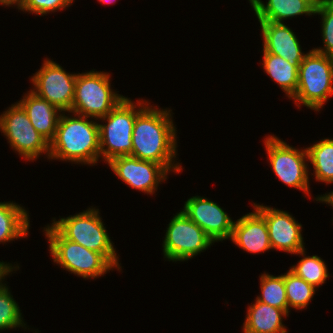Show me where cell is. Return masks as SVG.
<instances>
[{"instance_id": "obj_29", "label": "cell", "mask_w": 333, "mask_h": 333, "mask_svg": "<svg viewBox=\"0 0 333 333\" xmlns=\"http://www.w3.org/2000/svg\"><path fill=\"white\" fill-rule=\"evenodd\" d=\"M17 268H19L18 265H16L15 267H12V264L9 263H5V262H1L0 261V278L1 277H5L7 276L9 273H11L14 269L17 270Z\"/></svg>"}, {"instance_id": "obj_17", "label": "cell", "mask_w": 333, "mask_h": 333, "mask_svg": "<svg viewBox=\"0 0 333 333\" xmlns=\"http://www.w3.org/2000/svg\"><path fill=\"white\" fill-rule=\"evenodd\" d=\"M18 103L26 111L36 131L50 143L54 139L62 111L31 90Z\"/></svg>"}, {"instance_id": "obj_12", "label": "cell", "mask_w": 333, "mask_h": 333, "mask_svg": "<svg viewBox=\"0 0 333 333\" xmlns=\"http://www.w3.org/2000/svg\"><path fill=\"white\" fill-rule=\"evenodd\" d=\"M254 208L264 217L271 248L290 254L305 256V247L301 234L302 225L287 211L254 203Z\"/></svg>"}, {"instance_id": "obj_10", "label": "cell", "mask_w": 333, "mask_h": 333, "mask_svg": "<svg viewBox=\"0 0 333 333\" xmlns=\"http://www.w3.org/2000/svg\"><path fill=\"white\" fill-rule=\"evenodd\" d=\"M268 159L273 172L287 186L310 194L307 149L298 150L276 136H268L264 140Z\"/></svg>"}, {"instance_id": "obj_21", "label": "cell", "mask_w": 333, "mask_h": 333, "mask_svg": "<svg viewBox=\"0 0 333 333\" xmlns=\"http://www.w3.org/2000/svg\"><path fill=\"white\" fill-rule=\"evenodd\" d=\"M264 71L276 81L288 98H292L298 86V70L300 65H291L284 58L263 51Z\"/></svg>"}, {"instance_id": "obj_23", "label": "cell", "mask_w": 333, "mask_h": 333, "mask_svg": "<svg viewBox=\"0 0 333 333\" xmlns=\"http://www.w3.org/2000/svg\"><path fill=\"white\" fill-rule=\"evenodd\" d=\"M260 296L256 297L257 301L269 304L272 307L282 309L289 315V306L286 297L284 275H269L264 273L260 277Z\"/></svg>"}, {"instance_id": "obj_31", "label": "cell", "mask_w": 333, "mask_h": 333, "mask_svg": "<svg viewBox=\"0 0 333 333\" xmlns=\"http://www.w3.org/2000/svg\"><path fill=\"white\" fill-rule=\"evenodd\" d=\"M25 0H0L1 5L11 6V5H17L18 9H22L24 6Z\"/></svg>"}, {"instance_id": "obj_32", "label": "cell", "mask_w": 333, "mask_h": 333, "mask_svg": "<svg viewBox=\"0 0 333 333\" xmlns=\"http://www.w3.org/2000/svg\"><path fill=\"white\" fill-rule=\"evenodd\" d=\"M99 2H102V3H106V4H111V3H114L116 2V0H98Z\"/></svg>"}, {"instance_id": "obj_5", "label": "cell", "mask_w": 333, "mask_h": 333, "mask_svg": "<svg viewBox=\"0 0 333 333\" xmlns=\"http://www.w3.org/2000/svg\"><path fill=\"white\" fill-rule=\"evenodd\" d=\"M99 210L89 208L73 216L52 222V226L67 240L101 253L115 268L120 270L119 257L114 248Z\"/></svg>"}, {"instance_id": "obj_28", "label": "cell", "mask_w": 333, "mask_h": 333, "mask_svg": "<svg viewBox=\"0 0 333 333\" xmlns=\"http://www.w3.org/2000/svg\"><path fill=\"white\" fill-rule=\"evenodd\" d=\"M72 2L73 0H25L21 10L41 16L50 12H56V10H64V8L70 6Z\"/></svg>"}, {"instance_id": "obj_20", "label": "cell", "mask_w": 333, "mask_h": 333, "mask_svg": "<svg viewBox=\"0 0 333 333\" xmlns=\"http://www.w3.org/2000/svg\"><path fill=\"white\" fill-rule=\"evenodd\" d=\"M24 207L12 202H0V243L28 235L30 221Z\"/></svg>"}, {"instance_id": "obj_6", "label": "cell", "mask_w": 333, "mask_h": 333, "mask_svg": "<svg viewBox=\"0 0 333 333\" xmlns=\"http://www.w3.org/2000/svg\"><path fill=\"white\" fill-rule=\"evenodd\" d=\"M53 261L68 272L83 278H97L114 266L98 252L65 239L52 225L44 228Z\"/></svg>"}, {"instance_id": "obj_3", "label": "cell", "mask_w": 333, "mask_h": 333, "mask_svg": "<svg viewBox=\"0 0 333 333\" xmlns=\"http://www.w3.org/2000/svg\"><path fill=\"white\" fill-rule=\"evenodd\" d=\"M137 105L129 98H124L105 117L107 121L99 125L100 155L108 163L120 156H131L132 133L136 116L148 105V101L138 100ZM138 109H137V107Z\"/></svg>"}, {"instance_id": "obj_1", "label": "cell", "mask_w": 333, "mask_h": 333, "mask_svg": "<svg viewBox=\"0 0 333 333\" xmlns=\"http://www.w3.org/2000/svg\"><path fill=\"white\" fill-rule=\"evenodd\" d=\"M149 105L136 116L131 156L161 164L168 171L180 173V163L174 164L178 137L170 113L172 110H161Z\"/></svg>"}, {"instance_id": "obj_24", "label": "cell", "mask_w": 333, "mask_h": 333, "mask_svg": "<svg viewBox=\"0 0 333 333\" xmlns=\"http://www.w3.org/2000/svg\"><path fill=\"white\" fill-rule=\"evenodd\" d=\"M284 283L289 308H306L315 294L316 287L290 270L284 274Z\"/></svg>"}, {"instance_id": "obj_16", "label": "cell", "mask_w": 333, "mask_h": 333, "mask_svg": "<svg viewBox=\"0 0 333 333\" xmlns=\"http://www.w3.org/2000/svg\"><path fill=\"white\" fill-rule=\"evenodd\" d=\"M254 210L234 222L230 239L244 251L256 254L272 248L265 219Z\"/></svg>"}, {"instance_id": "obj_9", "label": "cell", "mask_w": 333, "mask_h": 333, "mask_svg": "<svg viewBox=\"0 0 333 333\" xmlns=\"http://www.w3.org/2000/svg\"><path fill=\"white\" fill-rule=\"evenodd\" d=\"M0 131L24 159L33 161L43 153L49 159V142L36 131L19 103L12 104L0 115Z\"/></svg>"}, {"instance_id": "obj_22", "label": "cell", "mask_w": 333, "mask_h": 333, "mask_svg": "<svg viewBox=\"0 0 333 333\" xmlns=\"http://www.w3.org/2000/svg\"><path fill=\"white\" fill-rule=\"evenodd\" d=\"M306 149L316 181L333 184V139L324 138Z\"/></svg>"}, {"instance_id": "obj_7", "label": "cell", "mask_w": 333, "mask_h": 333, "mask_svg": "<svg viewBox=\"0 0 333 333\" xmlns=\"http://www.w3.org/2000/svg\"><path fill=\"white\" fill-rule=\"evenodd\" d=\"M124 98L111 89L110 75L91 70L77 74L70 113L96 118L105 117Z\"/></svg>"}, {"instance_id": "obj_15", "label": "cell", "mask_w": 333, "mask_h": 333, "mask_svg": "<svg viewBox=\"0 0 333 333\" xmlns=\"http://www.w3.org/2000/svg\"><path fill=\"white\" fill-rule=\"evenodd\" d=\"M263 36V51L280 56L291 65H300L306 54L294 32L284 23L259 21Z\"/></svg>"}, {"instance_id": "obj_14", "label": "cell", "mask_w": 333, "mask_h": 333, "mask_svg": "<svg viewBox=\"0 0 333 333\" xmlns=\"http://www.w3.org/2000/svg\"><path fill=\"white\" fill-rule=\"evenodd\" d=\"M182 212L214 241L231 238L234 222L215 202L201 196L190 197Z\"/></svg>"}, {"instance_id": "obj_27", "label": "cell", "mask_w": 333, "mask_h": 333, "mask_svg": "<svg viewBox=\"0 0 333 333\" xmlns=\"http://www.w3.org/2000/svg\"><path fill=\"white\" fill-rule=\"evenodd\" d=\"M322 17V37L324 48L315 51L333 57V0H318L315 13Z\"/></svg>"}, {"instance_id": "obj_11", "label": "cell", "mask_w": 333, "mask_h": 333, "mask_svg": "<svg viewBox=\"0 0 333 333\" xmlns=\"http://www.w3.org/2000/svg\"><path fill=\"white\" fill-rule=\"evenodd\" d=\"M31 81L37 96L47 100L59 110L70 112L74 99L75 82L77 74H69L56 62L48 58Z\"/></svg>"}, {"instance_id": "obj_8", "label": "cell", "mask_w": 333, "mask_h": 333, "mask_svg": "<svg viewBox=\"0 0 333 333\" xmlns=\"http://www.w3.org/2000/svg\"><path fill=\"white\" fill-rule=\"evenodd\" d=\"M214 241L182 211L170 220L163 241L164 258L185 261L208 249Z\"/></svg>"}, {"instance_id": "obj_25", "label": "cell", "mask_w": 333, "mask_h": 333, "mask_svg": "<svg viewBox=\"0 0 333 333\" xmlns=\"http://www.w3.org/2000/svg\"><path fill=\"white\" fill-rule=\"evenodd\" d=\"M290 271L304 279L307 283L319 288L329 277L327 265L317 255L305 256Z\"/></svg>"}, {"instance_id": "obj_30", "label": "cell", "mask_w": 333, "mask_h": 333, "mask_svg": "<svg viewBox=\"0 0 333 333\" xmlns=\"http://www.w3.org/2000/svg\"><path fill=\"white\" fill-rule=\"evenodd\" d=\"M316 201H319V202H324L328 205H331L333 207V191L330 192V193H327V194H323V196H318L315 198Z\"/></svg>"}, {"instance_id": "obj_26", "label": "cell", "mask_w": 333, "mask_h": 333, "mask_svg": "<svg viewBox=\"0 0 333 333\" xmlns=\"http://www.w3.org/2000/svg\"><path fill=\"white\" fill-rule=\"evenodd\" d=\"M0 278V330L25 327L20 307L11 295L8 286ZM4 284V285H3Z\"/></svg>"}, {"instance_id": "obj_13", "label": "cell", "mask_w": 333, "mask_h": 333, "mask_svg": "<svg viewBox=\"0 0 333 333\" xmlns=\"http://www.w3.org/2000/svg\"><path fill=\"white\" fill-rule=\"evenodd\" d=\"M107 164L123 182L147 194H154L158 184L167 179L169 172L161 164L132 156L116 157Z\"/></svg>"}, {"instance_id": "obj_2", "label": "cell", "mask_w": 333, "mask_h": 333, "mask_svg": "<svg viewBox=\"0 0 333 333\" xmlns=\"http://www.w3.org/2000/svg\"><path fill=\"white\" fill-rule=\"evenodd\" d=\"M62 113L54 139L49 143V159L95 165L101 158L99 123L89 121L86 116L69 117Z\"/></svg>"}, {"instance_id": "obj_19", "label": "cell", "mask_w": 333, "mask_h": 333, "mask_svg": "<svg viewBox=\"0 0 333 333\" xmlns=\"http://www.w3.org/2000/svg\"><path fill=\"white\" fill-rule=\"evenodd\" d=\"M256 302L248 307L245 322L243 323L244 333H287L282 323V318L288 314L269 304Z\"/></svg>"}, {"instance_id": "obj_4", "label": "cell", "mask_w": 333, "mask_h": 333, "mask_svg": "<svg viewBox=\"0 0 333 333\" xmlns=\"http://www.w3.org/2000/svg\"><path fill=\"white\" fill-rule=\"evenodd\" d=\"M333 95V57L315 51L306 53L298 70V86L293 99L296 106L302 104L320 111Z\"/></svg>"}, {"instance_id": "obj_18", "label": "cell", "mask_w": 333, "mask_h": 333, "mask_svg": "<svg viewBox=\"0 0 333 333\" xmlns=\"http://www.w3.org/2000/svg\"><path fill=\"white\" fill-rule=\"evenodd\" d=\"M258 21L283 23V20L297 15H313L318 0H249Z\"/></svg>"}]
</instances>
